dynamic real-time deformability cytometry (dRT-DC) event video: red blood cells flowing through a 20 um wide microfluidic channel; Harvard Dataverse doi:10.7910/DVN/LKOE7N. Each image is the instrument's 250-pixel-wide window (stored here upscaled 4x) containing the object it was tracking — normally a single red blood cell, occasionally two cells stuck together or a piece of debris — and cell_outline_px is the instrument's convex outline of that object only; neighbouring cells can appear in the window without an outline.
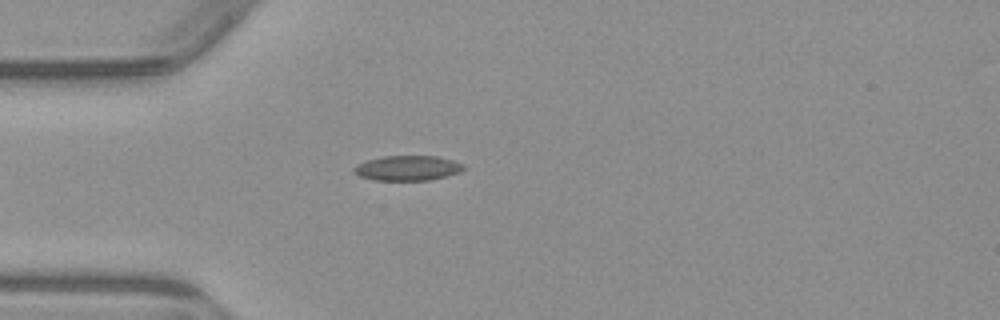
{"species": "common noctule bat (a hibernating species)", "species_latin": "Nyctalus noctula", "temperature_condition": "warm", "stored_images_in_passage": 5, "camera_frame_rate_fps": 3000, "um_per_image_px": 0.085, "animal": {"sex": "male", "body_mass_g": 23.1, "forearm_length_mm": 52.7}, "frame": {"image": 1, "passage_image": 5, "time_ms": 5.0, "image_size_px": [1000, 320], "cell_outline_px": [[464, 168], [460, 172], [428, 180], [376, 180], [360, 176], [352, 172], [352, 168], [356, 164], [368, 160], [384, 156], [440, 156], [464, 164]], "centroid_in_image_um": [34.62, 14.28], "position_along_channel_um": 50.4, "area_um2": 15.9}}